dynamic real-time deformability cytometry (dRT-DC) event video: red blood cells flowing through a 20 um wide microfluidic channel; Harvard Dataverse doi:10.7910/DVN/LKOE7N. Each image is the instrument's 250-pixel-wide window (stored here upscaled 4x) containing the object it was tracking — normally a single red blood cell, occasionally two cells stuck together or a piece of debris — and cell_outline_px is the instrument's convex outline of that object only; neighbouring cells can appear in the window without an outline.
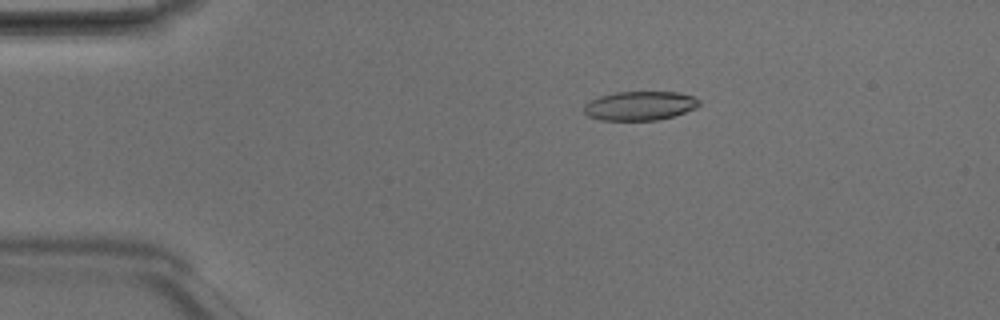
{"species": "Egyptian fruit bat (a non-hibernating species)", "species_latin": "Rousettus aegyptiacus", "temperature_condition": "room temperature", "stored_images_in_passage": 4, "camera_frame_rate_fps": 3000, "um_per_image_px": 0.085, "animal": {"sex": "male"}, "frame": {"image": 1, "passage_image": 3, "time_ms": 0.667, "image_size_px": [1000, 320], "cell_outline_px": [[700, 104], [696, 108], [660, 120], [600, 120], [588, 116], [584, 112], [584, 104], [600, 96], [616, 92], [680, 92], [692, 96], [700, 100]], "centroid_in_image_um": [54.39, 8.99], "position_along_channel_um": 30.6, "area_um2": 19.48}}